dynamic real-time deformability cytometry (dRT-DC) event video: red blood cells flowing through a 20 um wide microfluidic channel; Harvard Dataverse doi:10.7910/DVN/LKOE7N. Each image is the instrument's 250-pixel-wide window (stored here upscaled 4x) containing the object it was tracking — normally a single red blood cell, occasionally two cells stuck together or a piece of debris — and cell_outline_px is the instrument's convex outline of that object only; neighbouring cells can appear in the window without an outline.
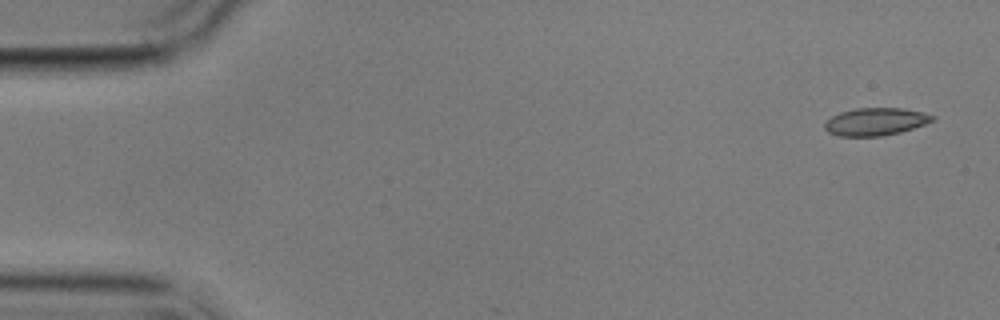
{"species": "common noctule bat (a hibernating species)", "species_latin": "Nyctalus noctula", "temperature_condition": "cold", "stored_images_in_passage": 5, "camera_frame_rate_fps": 3000, "um_per_image_px": 0.085, "animal": {"sex": "male", "body_mass_g": 17.9}, "frame": {"image": 1, "passage_image": 1, "time_ms": 0.0, "image_size_px": [1000, 320], "cell_outline_px": [[936, 120], [900, 132], [880, 136], [840, 136], [828, 132], [824, 128], [824, 124], [832, 116], [840, 112], [856, 108], [900, 108], [924, 112], [936, 116]], "centroid_in_image_um": [74.44, 10.33], "position_along_channel_um": 10.6, "area_um2": 17.28}}
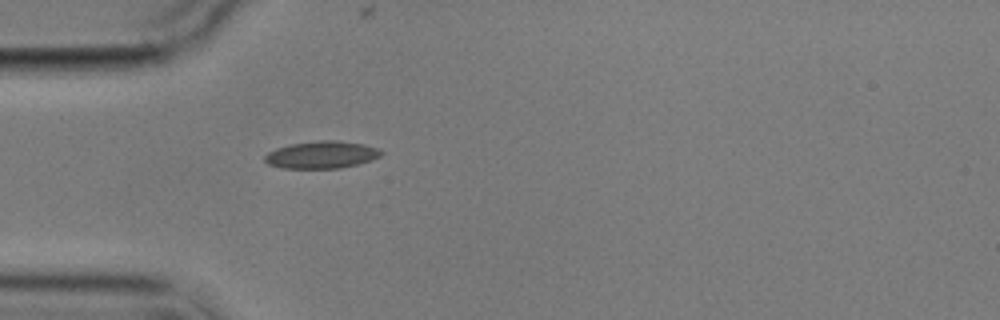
{"frame": {"image": 2, "passage_image": 5, "time_ms": 4.667, "image_size_px": [1000, 320], "cell_outline_px": [[384, 152], [380, 156], [372, 160], [340, 168], [280, 168], [268, 164], [264, 160], [264, 156], [268, 152], [276, 148], [288, 144], [320, 140], [336, 140], [364, 144], [376, 148]], "centroid_in_image_um": [27.31, 13.15], "position_along_channel_um": 57.7, "area_um2": 18.55}}